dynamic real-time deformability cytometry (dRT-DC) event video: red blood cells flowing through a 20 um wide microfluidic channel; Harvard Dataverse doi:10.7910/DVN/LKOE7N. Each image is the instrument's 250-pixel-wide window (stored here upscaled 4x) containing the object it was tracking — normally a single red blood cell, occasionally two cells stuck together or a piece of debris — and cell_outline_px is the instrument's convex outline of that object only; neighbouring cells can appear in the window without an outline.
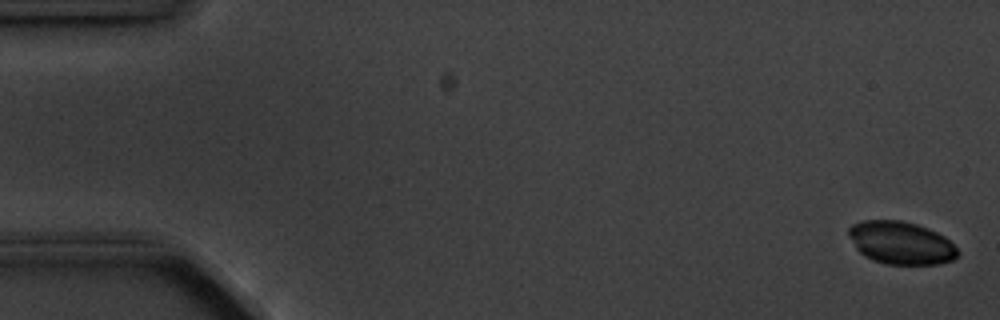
{"species": "common noctule bat (a hibernating species)", "species_latin": "Nyctalus noctula", "temperature_condition": "cold", "stored_images_in_passage": 5, "camera_frame_rate_fps": 3000, "um_per_image_px": 0.085, "animal": {"sex": "male", "body_mass_g": 20.1, "forearm_length_mm": 53.5}, "frame": {"image": 1, "passage_image": 1, "time_ms": 0.0, "image_size_px": [1000, 320], "cell_outline_px": [[960, 252], [952, 260], [936, 264], [884, 264], [872, 260], [864, 256], [856, 248], [848, 236], [848, 228], [852, 224], [864, 220], [900, 220], [916, 224], [928, 228], [944, 236]], "centroid_in_image_um": [76.55, 20.64], "position_along_channel_um": 8.5, "area_um2": 27.17}}